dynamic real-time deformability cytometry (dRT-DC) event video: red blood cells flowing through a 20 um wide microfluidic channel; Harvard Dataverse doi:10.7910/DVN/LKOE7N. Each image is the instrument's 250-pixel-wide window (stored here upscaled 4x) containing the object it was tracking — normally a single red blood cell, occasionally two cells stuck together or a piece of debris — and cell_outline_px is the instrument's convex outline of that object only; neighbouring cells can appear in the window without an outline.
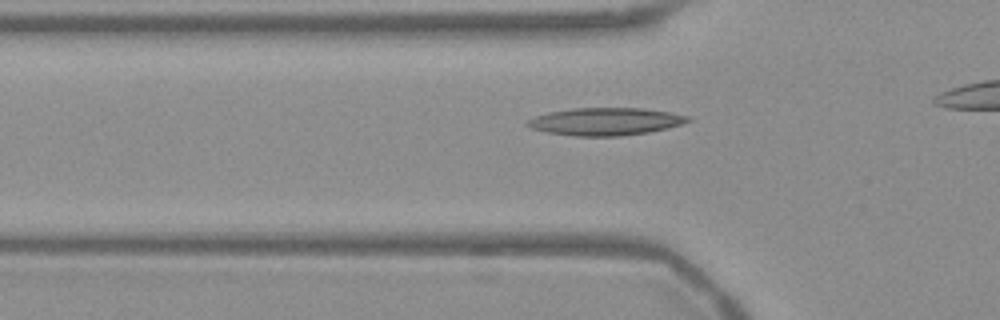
{"species": "Egyptian fruit bat (a non-hibernating species)", "species_latin": "Rousettus aegyptiacus", "temperature_condition": "warm", "stored_images_in_passage": 23, "camera_frame_rate_fps": 3000, "um_per_image_px": 0.085, "frame": {"image": 1, "passage_image": 7, "time_ms": 2.0, "image_size_px": [1000, 320], "cell_outline_px": [[692, 120], [684, 124], [668, 128], [648, 132], [620, 136], [572, 136], [548, 132], [532, 128], [524, 124], [528, 120], [536, 116], [548, 112], [572, 108], [640, 108], [668, 112], [688, 116]], "centroid_in_image_um": [51.47, 10.33], "position_along_channel_um": 74.3, "area_um2": 25.72}}
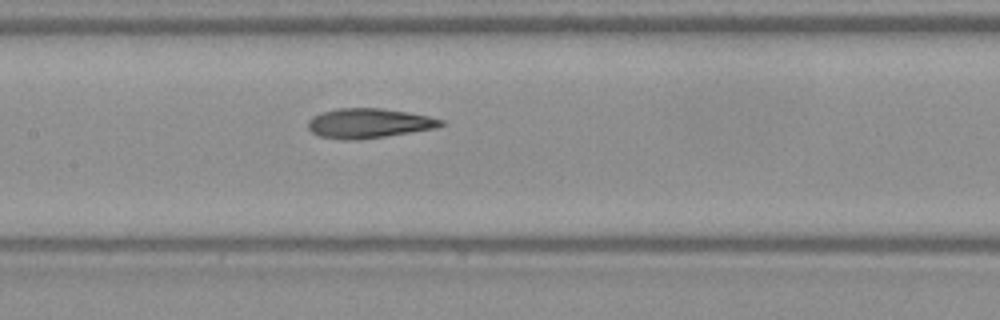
{"frame": {"image": 2, "passage_image": 15, "time_ms": 4.667, "image_size_px": [1000, 320], "cell_outline_px": [[444, 124], [436, 128], [412, 132], [360, 140], [344, 140], [320, 136], [312, 132], [308, 128], [308, 120], [312, 116], [320, 112], [340, 108], [380, 108], [408, 112], [428, 116], [444, 120]], "centroid_in_image_um": [31.33, 10.48], "position_along_channel_um": 176.1, "area_um2": 23.06}}
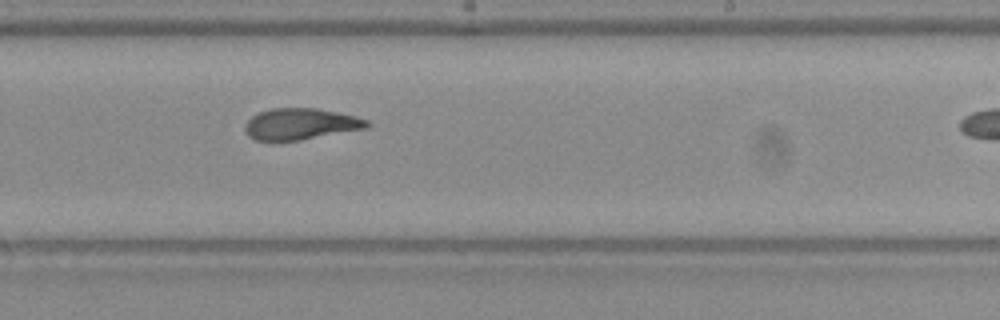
{"frame": {"image": 3, "passage_image": 22, "time_ms": 7.0, "image_size_px": [1000, 320], "cell_outline_px": [[372, 124], [368, 128], [300, 140], [276, 144], [256, 140], [248, 136], [244, 132], [244, 124], [252, 116], [260, 112], [272, 108], [316, 108], [356, 116], [368, 120]], "centroid_in_image_um": [25.51, 10.58], "position_along_channel_um": 263.5, "area_um2": 22.95}}